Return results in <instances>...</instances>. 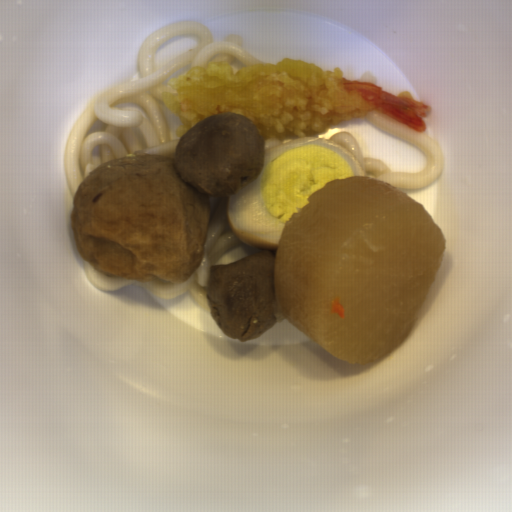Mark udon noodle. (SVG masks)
Here are the masks:
<instances>
[{
	"label": "udon noodle",
	"instance_id": "obj_4",
	"mask_svg": "<svg viewBox=\"0 0 512 512\" xmlns=\"http://www.w3.org/2000/svg\"><path fill=\"white\" fill-rule=\"evenodd\" d=\"M84 268L88 280L97 288L104 291H116L135 281L121 278L110 277L101 270L97 269L84 258Z\"/></svg>",
	"mask_w": 512,
	"mask_h": 512
},
{
	"label": "udon noodle",
	"instance_id": "obj_1",
	"mask_svg": "<svg viewBox=\"0 0 512 512\" xmlns=\"http://www.w3.org/2000/svg\"><path fill=\"white\" fill-rule=\"evenodd\" d=\"M198 33L201 43L165 66L155 65V51L169 37ZM209 27L197 20L166 25L148 37L139 49L140 79L112 86L86 105L64 146V168L74 197L79 183L96 165L91 152L100 146L102 163L126 156L167 155L175 159L180 139H170L163 92L191 68L239 60L245 67L266 64L246 51L241 34L213 42Z\"/></svg>",
	"mask_w": 512,
	"mask_h": 512
},
{
	"label": "udon noodle",
	"instance_id": "obj_5",
	"mask_svg": "<svg viewBox=\"0 0 512 512\" xmlns=\"http://www.w3.org/2000/svg\"><path fill=\"white\" fill-rule=\"evenodd\" d=\"M289 140H293V139L289 138L288 136H280L278 138H271L268 140H263L264 151L270 147H273V146L279 145V144H283Z\"/></svg>",
	"mask_w": 512,
	"mask_h": 512
},
{
	"label": "udon noodle",
	"instance_id": "obj_3",
	"mask_svg": "<svg viewBox=\"0 0 512 512\" xmlns=\"http://www.w3.org/2000/svg\"><path fill=\"white\" fill-rule=\"evenodd\" d=\"M228 198H209L210 223L204 243V257L193 273L182 284H173L170 281L155 279L142 282L157 298H176L190 294L198 305L211 310L207 301V287L209 270L216 266V262L227 252L241 242L232 232L227 219Z\"/></svg>",
	"mask_w": 512,
	"mask_h": 512
},
{
	"label": "udon noodle",
	"instance_id": "obj_2",
	"mask_svg": "<svg viewBox=\"0 0 512 512\" xmlns=\"http://www.w3.org/2000/svg\"><path fill=\"white\" fill-rule=\"evenodd\" d=\"M363 118L384 132L414 145L427 157V166L424 171H390L384 162L364 157L360 144L351 133L339 131L329 141L347 150L357 160L364 177L382 180L398 190H407L423 189L434 182L441 174L444 165L443 151L438 142L425 131L423 133L417 132L390 117L376 112L365 114Z\"/></svg>",
	"mask_w": 512,
	"mask_h": 512
},
{
	"label": "udon noodle",
	"instance_id": "obj_6",
	"mask_svg": "<svg viewBox=\"0 0 512 512\" xmlns=\"http://www.w3.org/2000/svg\"><path fill=\"white\" fill-rule=\"evenodd\" d=\"M354 81H359V82H363V83H370V84H378L379 83V80H378V77L376 75L375 72H366L365 74H363L360 78H358L357 80H354Z\"/></svg>",
	"mask_w": 512,
	"mask_h": 512
}]
</instances>
